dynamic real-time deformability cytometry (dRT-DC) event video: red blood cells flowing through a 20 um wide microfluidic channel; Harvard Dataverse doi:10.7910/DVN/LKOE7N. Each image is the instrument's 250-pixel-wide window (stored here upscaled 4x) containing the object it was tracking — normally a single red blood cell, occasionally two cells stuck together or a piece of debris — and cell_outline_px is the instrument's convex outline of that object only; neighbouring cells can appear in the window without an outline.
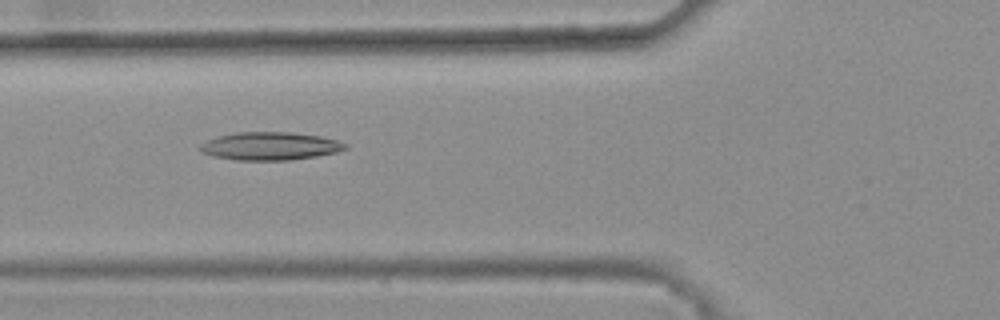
{"species": "common noctule bat (a hibernating species)", "species_latin": "Nyctalus noctula", "temperature_condition": "warm", "stored_images_in_passage": 46, "camera_frame_rate_fps": 3000, "um_per_image_px": 0.085, "animal": {"sex": "female", "body_mass_g": 25.1}, "frame": {"image": 1, "passage_image": 19, "time_ms": 6.0, "image_size_px": [1000, 320], "cell_outline_px": [[348, 148], [336, 152], [316, 156], [288, 160], [236, 160], [212, 156], [200, 152], [196, 148], [200, 144], [208, 140], [220, 136], [236, 132], [292, 132], [320, 136], [336, 140], [348, 144]], "centroid_in_image_um": [22.93, 12.42], "position_along_channel_um": 102.9, "area_um2": 23.76}}
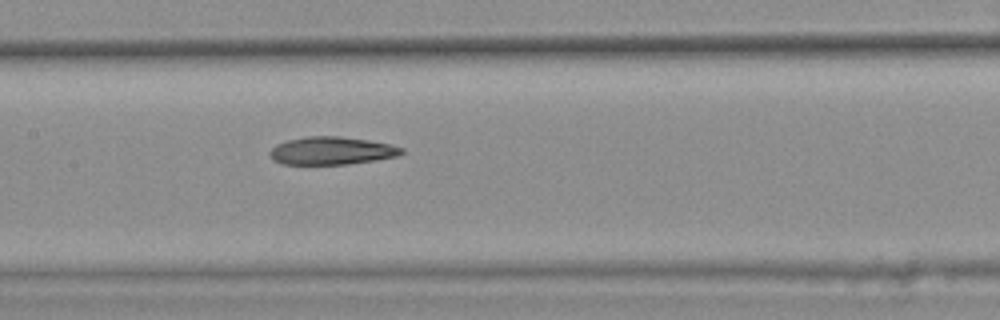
{"frame": {"image": 2, "passage_image": 25, "time_ms": 8.0, "image_size_px": [1000, 320], "cell_outline_px": [[404, 152], [396, 156], [372, 160], [344, 164], [280, 164], [272, 160], [268, 156], [268, 152], [276, 144], [288, 140], [308, 136], [340, 136], [368, 140], [392, 144], [404, 148]], "centroid_in_image_um": [28.14, 12.81], "position_along_channel_um": 179.3, "area_um2": 21.39}}
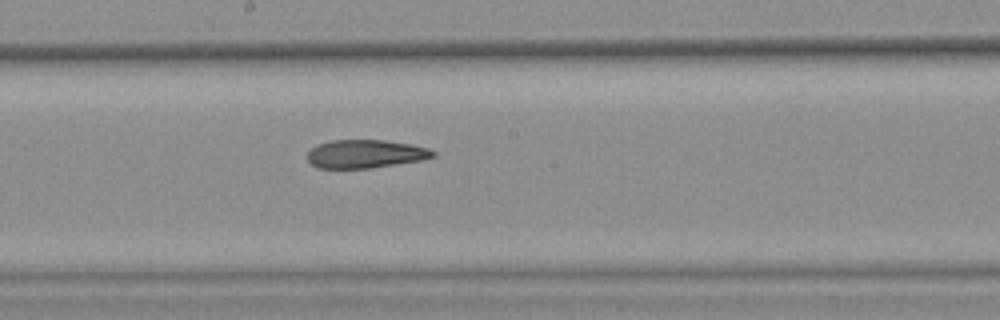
{"frame": {"image": 3, "passage_image": 28, "time_ms": 9.0, "image_size_px": [1000, 320], "cell_outline_px": [[436, 156], [424, 160], [372, 168], [316, 168], [308, 160], [308, 152], [316, 144], [332, 140], [384, 140], [412, 144], [428, 148], [436, 152]], "centroid_in_image_um": [31.09, 13.08], "position_along_channel_um": 217.1, "area_um2": 20.92}, "authors_computed_cell_mechanics": {"area_um2": 22.3686, "velocity_mm_per_s": 3.812, "shape_relaxation_time_tau1_ms": null, "shape_relaxation_time_tau2_ms": 4.5255, "deformation_change_tau1": null, "deformation_change_tau2": 0.1426}}